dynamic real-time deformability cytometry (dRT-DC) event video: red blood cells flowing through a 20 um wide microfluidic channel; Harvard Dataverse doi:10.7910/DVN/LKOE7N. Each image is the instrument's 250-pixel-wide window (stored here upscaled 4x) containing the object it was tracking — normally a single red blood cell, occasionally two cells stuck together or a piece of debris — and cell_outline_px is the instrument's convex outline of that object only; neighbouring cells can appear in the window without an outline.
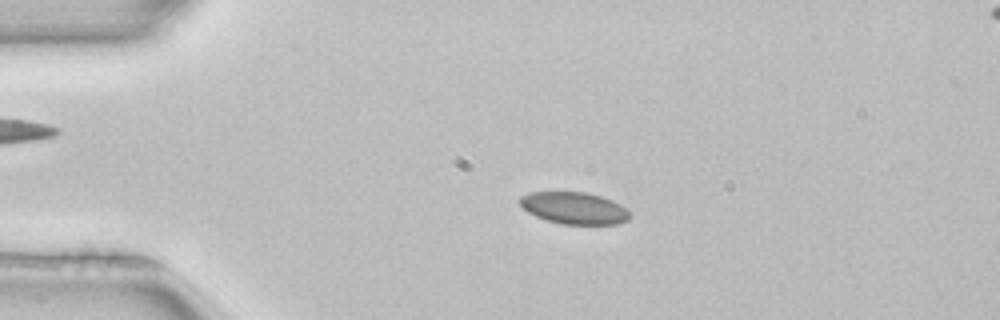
{"species": "common noctule bat (a hibernating species)", "species_latin": "Nyctalus noctula", "temperature_condition": "room temperature", "stored_images_in_passage": 51, "camera_frame_rate_fps": 3000, "um_per_image_px": 0.085, "animal": {"sex": "female", "body_mass_g": 22.7, "forearm_length_mm": 54.2}, "frame": {"image": 1, "passage_image": 11, "time_ms": 3.333, "image_size_px": [1000, 320], "cell_outline_px": [[632, 216], [628, 220], [620, 224], [560, 224], [544, 220], [528, 212], [516, 200], [520, 196], [532, 192], [584, 192], [600, 196], [612, 200], [620, 204]], "centroid_in_image_um": [48.78, 17.69], "position_along_channel_um": 36.2, "area_um2": 20.58}}
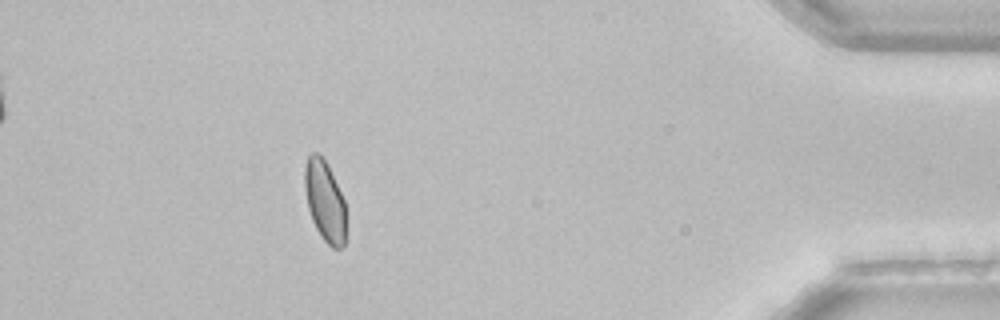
{"frame": {"image": 2, "passage_image": 46, "time_ms": 15.0, "image_size_px": [1000, 320], "cell_outline_px": [[344, 244], [340, 248], [332, 248], [324, 240], [316, 228], [312, 220], [308, 208], [304, 188], [304, 164], [308, 156], [312, 152], [316, 152], [328, 164], [344, 200]], "centroid_in_image_um": [27.57, 17.04], "position_along_channel_um": 407.6, "area_um2": 19.25}, "authors_computed_cell_mechanics": {"area_um2": 20.5768, "velocity_mm_per_s": 3.9809, "shape_relaxation_time_tau1_ms": null, "shape_relaxation_time_tau2_ms": 3.0363, "deformation_change_tau1": null, "deformation_change_tau2": 0.0552}}